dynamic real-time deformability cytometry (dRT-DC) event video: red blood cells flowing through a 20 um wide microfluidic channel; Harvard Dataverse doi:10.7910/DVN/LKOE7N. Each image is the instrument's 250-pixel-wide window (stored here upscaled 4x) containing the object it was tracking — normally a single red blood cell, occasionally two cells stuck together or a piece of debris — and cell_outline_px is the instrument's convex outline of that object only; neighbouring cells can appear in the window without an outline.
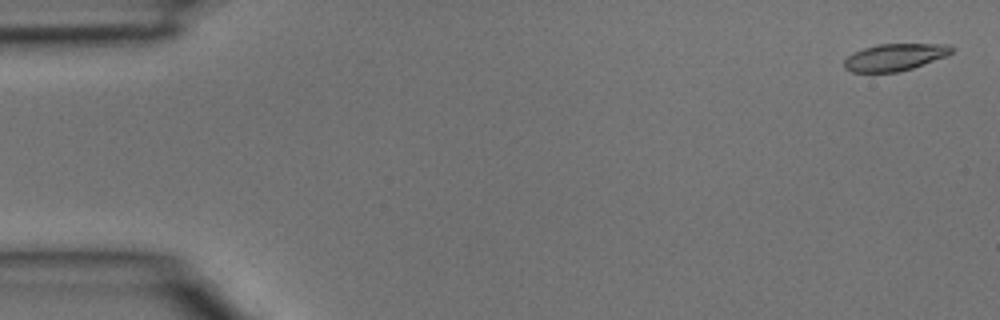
{"species": "common noctule bat (a hibernating species)", "species_latin": "Nyctalus noctula", "temperature_condition": "room temperature", "stored_images_in_passage": 40, "camera_frame_rate_fps": 3000, "um_per_image_px": 0.085, "animal": {"sex": "male", "body_mass_g": 15.6}, "frame": {"image": 1, "passage_image": 1, "time_ms": 0.0, "image_size_px": [1000, 320], "cell_outline_px": [[952, 52], [948, 56], [912, 68], [896, 72], [852, 72], [844, 68], [844, 60], [852, 52], [876, 44], [948, 44], [952, 48]], "centroid_in_image_um": [76.04, 4.86], "position_along_channel_um": 9.0, "area_um2": 16.94}}
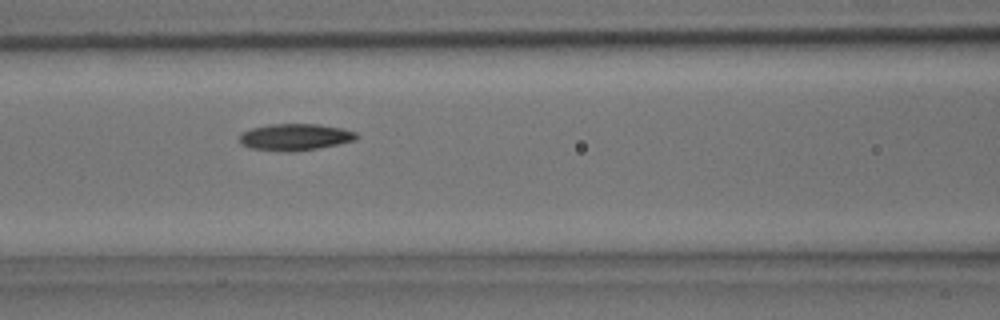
{"frame": {"image": 2, "passage_image": 17, "time_ms": 5.333, "image_size_px": [1000, 320], "cell_outline_px": [[360, 136], [356, 140], [340, 144], [320, 148], [292, 152], [284, 152], [248, 148], [240, 144], [240, 136], [244, 132], [252, 128], [272, 124], [320, 124], [344, 128], [356, 132]], "centroid_in_image_um": [25.14, 11.66], "position_along_channel_um": 141.5, "area_um2": 18.5}}
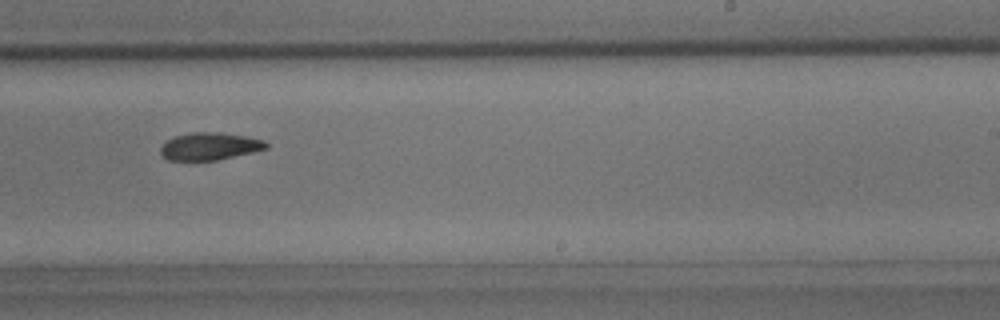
{"frame": {"image": 3, "passage_image": 25, "time_ms": 8.0, "image_size_px": [1000, 320], "cell_outline_px": [[268, 148], [252, 152], [216, 160], [168, 160], [160, 152], [160, 148], [168, 140], [176, 136], [192, 132], [220, 132], [248, 136], [264, 140], [268, 144]], "centroid_in_image_um": [17.85, 12.42], "position_along_channel_um": 271.1, "area_um2": 16.76}}